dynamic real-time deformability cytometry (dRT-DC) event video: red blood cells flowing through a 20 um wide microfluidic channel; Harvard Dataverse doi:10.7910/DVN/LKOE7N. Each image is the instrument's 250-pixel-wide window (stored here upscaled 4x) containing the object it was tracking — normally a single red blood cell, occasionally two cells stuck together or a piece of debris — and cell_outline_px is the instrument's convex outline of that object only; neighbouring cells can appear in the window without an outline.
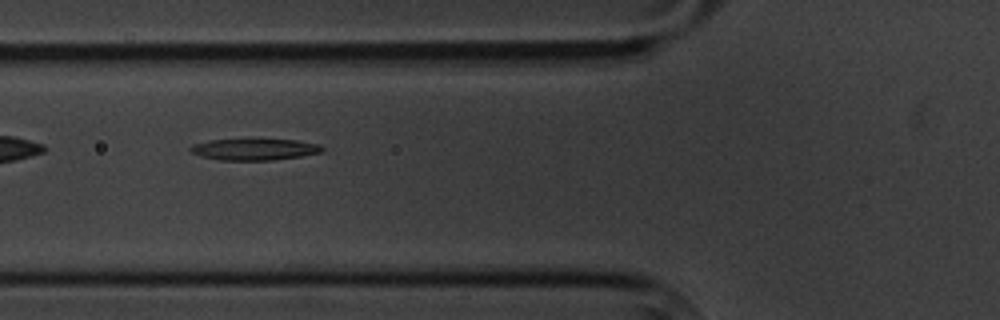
{"species": "common noctule bat (a hibernating species)", "species_latin": "Nyctalus noctula", "temperature_condition": "cold", "stored_images_in_passage": 3, "camera_frame_rate_fps": 3000, "um_per_image_px": 0.085, "animal": {"sex": "male", "body_mass_g": 20.1, "forearm_length_mm": 53.5}, "frame": {"image": 1, "passage_image": 2, "time_ms": 1.333, "image_size_px": [1000, 320], "cell_outline_px": [[324, 152], [300, 156], [272, 160], [220, 160], [200, 156], [192, 152], [188, 148], [192, 144], [208, 140], [296, 140], [320, 144], [324, 148]], "centroid_in_image_um": [21.63, 12.7], "position_along_channel_um": 104.2, "area_um2": 16.36}}